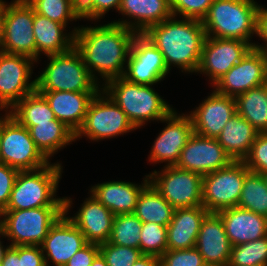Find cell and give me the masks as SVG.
<instances>
[{"instance_id": "obj_42", "label": "cell", "mask_w": 267, "mask_h": 266, "mask_svg": "<svg viewBox=\"0 0 267 266\" xmlns=\"http://www.w3.org/2000/svg\"><path fill=\"white\" fill-rule=\"evenodd\" d=\"M213 1L214 0H170V6L173 17H175L177 13H180L184 18L202 21Z\"/></svg>"}, {"instance_id": "obj_26", "label": "cell", "mask_w": 267, "mask_h": 266, "mask_svg": "<svg viewBox=\"0 0 267 266\" xmlns=\"http://www.w3.org/2000/svg\"><path fill=\"white\" fill-rule=\"evenodd\" d=\"M146 179L142 186L124 181L98 184L92 187L91 193L114 215L133 213L139 194L149 183V180Z\"/></svg>"}, {"instance_id": "obj_39", "label": "cell", "mask_w": 267, "mask_h": 266, "mask_svg": "<svg viewBox=\"0 0 267 266\" xmlns=\"http://www.w3.org/2000/svg\"><path fill=\"white\" fill-rule=\"evenodd\" d=\"M99 250L108 266H133L143 255L138 248L119 246L111 243H102Z\"/></svg>"}, {"instance_id": "obj_16", "label": "cell", "mask_w": 267, "mask_h": 266, "mask_svg": "<svg viewBox=\"0 0 267 266\" xmlns=\"http://www.w3.org/2000/svg\"><path fill=\"white\" fill-rule=\"evenodd\" d=\"M231 162L232 158L216 138L193 133L175 166L204 176L228 166Z\"/></svg>"}, {"instance_id": "obj_34", "label": "cell", "mask_w": 267, "mask_h": 266, "mask_svg": "<svg viewBox=\"0 0 267 266\" xmlns=\"http://www.w3.org/2000/svg\"><path fill=\"white\" fill-rule=\"evenodd\" d=\"M237 207L267 217V183L262 174L250 171L245 176Z\"/></svg>"}, {"instance_id": "obj_9", "label": "cell", "mask_w": 267, "mask_h": 266, "mask_svg": "<svg viewBox=\"0 0 267 266\" xmlns=\"http://www.w3.org/2000/svg\"><path fill=\"white\" fill-rule=\"evenodd\" d=\"M0 163L18 171H35L49 164L37 149L29 130L9 114L0 119Z\"/></svg>"}, {"instance_id": "obj_1", "label": "cell", "mask_w": 267, "mask_h": 266, "mask_svg": "<svg viewBox=\"0 0 267 266\" xmlns=\"http://www.w3.org/2000/svg\"><path fill=\"white\" fill-rule=\"evenodd\" d=\"M135 23L125 21L111 22L99 27L75 29L74 47L80 52L84 64L94 77V68L106 82L122 77L124 62L137 32Z\"/></svg>"}, {"instance_id": "obj_49", "label": "cell", "mask_w": 267, "mask_h": 266, "mask_svg": "<svg viewBox=\"0 0 267 266\" xmlns=\"http://www.w3.org/2000/svg\"><path fill=\"white\" fill-rule=\"evenodd\" d=\"M121 1L122 0H93L95 13L101 17L112 7L119 10Z\"/></svg>"}, {"instance_id": "obj_53", "label": "cell", "mask_w": 267, "mask_h": 266, "mask_svg": "<svg viewBox=\"0 0 267 266\" xmlns=\"http://www.w3.org/2000/svg\"><path fill=\"white\" fill-rule=\"evenodd\" d=\"M0 47H1V51H2L1 23H0Z\"/></svg>"}, {"instance_id": "obj_44", "label": "cell", "mask_w": 267, "mask_h": 266, "mask_svg": "<svg viewBox=\"0 0 267 266\" xmlns=\"http://www.w3.org/2000/svg\"><path fill=\"white\" fill-rule=\"evenodd\" d=\"M21 266H48L47 259L39 246H19Z\"/></svg>"}, {"instance_id": "obj_23", "label": "cell", "mask_w": 267, "mask_h": 266, "mask_svg": "<svg viewBox=\"0 0 267 266\" xmlns=\"http://www.w3.org/2000/svg\"><path fill=\"white\" fill-rule=\"evenodd\" d=\"M232 246L267 236V217L239 207L218 212Z\"/></svg>"}, {"instance_id": "obj_48", "label": "cell", "mask_w": 267, "mask_h": 266, "mask_svg": "<svg viewBox=\"0 0 267 266\" xmlns=\"http://www.w3.org/2000/svg\"><path fill=\"white\" fill-rule=\"evenodd\" d=\"M0 266H21V259H19V246H9L4 254V258Z\"/></svg>"}, {"instance_id": "obj_35", "label": "cell", "mask_w": 267, "mask_h": 266, "mask_svg": "<svg viewBox=\"0 0 267 266\" xmlns=\"http://www.w3.org/2000/svg\"><path fill=\"white\" fill-rule=\"evenodd\" d=\"M141 228L142 222L134 213L115 215L108 243L139 249Z\"/></svg>"}, {"instance_id": "obj_11", "label": "cell", "mask_w": 267, "mask_h": 266, "mask_svg": "<svg viewBox=\"0 0 267 266\" xmlns=\"http://www.w3.org/2000/svg\"><path fill=\"white\" fill-rule=\"evenodd\" d=\"M159 174L154 171L148 177L154 188L175 209L202 205L203 176L176 166H167ZM154 176H157L154 178Z\"/></svg>"}, {"instance_id": "obj_12", "label": "cell", "mask_w": 267, "mask_h": 266, "mask_svg": "<svg viewBox=\"0 0 267 266\" xmlns=\"http://www.w3.org/2000/svg\"><path fill=\"white\" fill-rule=\"evenodd\" d=\"M98 94L91 100L84 123L75 138L85 134L92 140H99L136 129L110 96L104 100Z\"/></svg>"}, {"instance_id": "obj_52", "label": "cell", "mask_w": 267, "mask_h": 266, "mask_svg": "<svg viewBox=\"0 0 267 266\" xmlns=\"http://www.w3.org/2000/svg\"><path fill=\"white\" fill-rule=\"evenodd\" d=\"M0 235L5 236L4 230H3V227H2L1 224H0ZM6 251H7V248L3 249L2 245H1V242H0V263L2 262V259L4 258V254H5Z\"/></svg>"}, {"instance_id": "obj_36", "label": "cell", "mask_w": 267, "mask_h": 266, "mask_svg": "<svg viewBox=\"0 0 267 266\" xmlns=\"http://www.w3.org/2000/svg\"><path fill=\"white\" fill-rule=\"evenodd\" d=\"M227 266H267V236L232 246Z\"/></svg>"}, {"instance_id": "obj_38", "label": "cell", "mask_w": 267, "mask_h": 266, "mask_svg": "<svg viewBox=\"0 0 267 266\" xmlns=\"http://www.w3.org/2000/svg\"><path fill=\"white\" fill-rule=\"evenodd\" d=\"M35 13L53 21L67 25V21L76 18L72 14L70 0H26Z\"/></svg>"}, {"instance_id": "obj_5", "label": "cell", "mask_w": 267, "mask_h": 266, "mask_svg": "<svg viewBox=\"0 0 267 266\" xmlns=\"http://www.w3.org/2000/svg\"><path fill=\"white\" fill-rule=\"evenodd\" d=\"M60 174L61 166L59 164H48L35 171H19L9 202L4 210L65 206V198L56 199L53 197L59 183Z\"/></svg>"}, {"instance_id": "obj_20", "label": "cell", "mask_w": 267, "mask_h": 266, "mask_svg": "<svg viewBox=\"0 0 267 266\" xmlns=\"http://www.w3.org/2000/svg\"><path fill=\"white\" fill-rule=\"evenodd\" d=\"M164 121H168L167 127L162 130L153 145L150 160L168 161L167 166H175L180 153L191 135L194 133L190 116H177L172 110Z\"/></svg>"}, {"instance_id": "obj_22", "label": "cell", "mask_w": 267, "mask_h": 266, "mask_svg": "<svg viewBox=\"0 0 267 266\" xmlns=\"http://www.w3.org/2000/svg\"><path fill=\"white\" fill-rule=\"evenodd\" d=\"M49 103L57 120L75 134L82 127L91 100L98 91H38Z\"/></svg>"}, {"instance_id": "obj_3", "label": "cell", "mask_w": 267, "mask_h": 266, "mask_svg": "<svg viewBox=\"0 0 267 266\" xmlns=\"http://www.w3.org/2000/svg\"><path fill=\"white\" fill-rule=\"evenodd\" d=\"M258 9L254 0H214L201 21L205 34L248 42L257 33Z\"/></svg>"}, {"instance_id": "obj_54", "label": "cell", "mask_w": 267, "mask_h": 266, "mask_svg": "<svg viewBox=\"0 0 267 266\" xmlns=\"http://www.w3.org/2000/svg\"><path fill=\"white\" fill-rule=\"evenodd\" d=\"M263 176H264V179H265V181L267 183V173L266 174H263Z\"/></svg>"}, {"instance_id": "obj_32", "label": "cell", "mask_w": 267, "mask_h": 266, "mask_svg": "<svg viewBox=\"0 0 267 266\" xmlns=\"http://www.w3.org/2000/svg\"><path fill=\"white\" fill-rule=\"evenodd\" d=\"M237 114L259 133L267 132V83L235 97Z\"/></svg>"}, {"instance_id": "obj_4", "label": "cell", "mask_w": 267, "mask_h": 266, "mask_svg": "<svg viewBox=\"0 0 267 266\" xmlns=\"http://www.w3.org/2000/svg\"><path fill=\"white\" fill-rule=\"evenodd\" d=\"M106 83L103 91L126 113L135 128L146 120L164 121L172 111L150 85L132 83L123 77L110 79Z\"/></svg>"}, {"instance_id": "obj_27", "label": "cell", "mask_w": 267, "mask_h": 266, "mask_svg": "<svg viewBox=\"0 0 267 266\" xmlns=\"http://www.w3.org/2000/svg\"><path fill=\"white\" fill-rule=\"evenodd\" d=\"M258 133L247 120L235 114L216 139L233 161H243Z\"/></svg>"}, {"instance_id": "obj_21", "label": "cell", "mask_w": 267, "mask_h": 266, "mask_svg": "<svg viewBox=\"0 0 267 266\" xmlns=\"http://www.w3.org/2000/svg\"><path fill=\"white\" fill-rule=\"evenodd\" d=\"M232 245L229 242L221 216L208 213L202 221L195 248L207 266H227Z\"/></svg>"}, {"instance_id": "obj_8", "label": "cell", "mask_w": 267, "mask_h": 266, "mask_svg": "<svg viewBox=\"0 0 267 266\" xmlns=\"http://www.w3.org/2000/svg\"><path fill=\"white\" fill-rule=\"evenodd\" d=\"M34 8L26 0L0 5L2 52L24 55L36 61V42L33 34Z\"/></svg>"}, {"instance_id": "obj_50", "label": "cell", "mask_w": 267, "mask_h": 266, "mask_svg": "<svg viewBox=\"0 0 267 266\" xmlns=\"http://www.w3.org/2000/svg\"><path fill=\"white\" fill-rule=\"evenodd\" d=\"M133 266H159V258L152 255H142Z\"/></svg>"}, {"instance_id": "obj_30", "label": "cell", "mask_w": 267, "mask_h": 266, "mask_svg": "<svg viewBox=\"0 0 267 266\" xmlns=\"http://www.w3.org/2000/svg\"><path fill=\"white\" fill-rule=\"evenodd\" d=\"M24 127L29 130L37 149L47 160L55 151L76 139L75 133L57 119Z\"/></svg>"}, {"instance_id": "obj_43", "label": "cell", "mask_w": 267, "mask_h": 266, "mask_svg": "<svg viewBox=\"0 0 267 266\" xmlns=\"http://www.w3.org/2000/svg\"><path fill=\"white\" fill-rule=\"evenodd\" d=\"M18 170L0 163V213L6 208Z\"/></svg>"}, {"instance_id": "obj_17", "label": "cell", "mask_w": 267, "mask_h": 266, "mask_svg": "<svg viewBox=\"0 0 267 266\" xmlns=\"http://www.w3.org/2000/svg\"><path fill=\"white\" fill-rule=\"evenodd\" d=\"M211 37L206 36L204 40L197 72L209 74L215 84L248 53L254 44L236 39Z\"/></svg>"}, {"instance_id": "obj_15", "label": "cell", "mask_w": 267, "mask_h": 266, "mask_svg": "<svg viewBox=\"0 0 267 266\" xmlns=\"http://www.w3.org/2000/svg\"><path fill=\"white\" fill-rule=\"evenodd\" d=\"M32 58L0 50V109L13 107L36 90V80L28 83Z\"/></svg>"}, {"instance_id": "obj_40", "label": "cell", "mask_w": 267, "mask_h": 266, "mask_svg": "<svg viewBox=\"0 0 267 266\" xmlns=\"http://www.w3.org/2000/svg\"><path fill=\"white\" fill-rule=\"evenodd\" d=\"M243 162L251 172L262 175L267 173V132L257 134Z\"/></svg>"}, {"instance_id": "obj_31", "label": "cell", "mask_w": 267, "mask_h": 266, "mask_svg": "<svg viewBox=\"0 0 267 266\" xmlns=\"http://www.w3.org/2000/svg\"><path fill=\"white\" fill-rule=\"evenodd\" d=\"M175 208L149 182L138 196L134 214L142 223L152 222L161 226H168Z\"/></svg>"}, {"instance_id": "obj_51", "label": "cell", "mask_w": 267, "mask_h": 266, "mask_svg": "<svg viewBox=\"0 0 267 266\" xmlns=\"http://www.w3.org/2000/svg\"><path fill=\"white\" fill-rule=\"evenodd\" d=\"M91 266H108L106 263L105 258L102 256L101 253H99L95 259L93 260V263L91 264Z\"/></svg>"}, {"instance_id": "obj_6", "label": "cell", "mask_w": 267, "mask_h": 266, "mask_svg": "<svg viewBox=\"0 0 267 266\" xmlns=\"http://www.w3.org/2000/svg\"><path fill=\"white\" fill-rule=\"evenodd\" d=\"M50 63L36 80L37 91H99L96 79L84 64L80 52L71 50L49 55Z\"/></svg>"}, {"instance_id": "obj_19", "label": "cell", "mask_w": 267, "mask_h": 266, "mask_svg": "<svg viewBox=\"0 0 267 266\" xmlns=\"http://www.w3.org/2000/svg\"><path fill=\"white\" fill-rule=\"evenodd\" d=\"M237 114L235 97L218 93L216 90L189 116L194 133L217 138L225 124Z\"/></svg>"}, {"instance_id": "obj_29", "label": "cell", "mask_w": 267, "mask_h": 266, "mask_svg": "<svg viewBox=\"0 0 267 266\" xmlns=\"http://www.w3.org/2000/svg\"><path fill=\"white\" fill-rule=\"evenodd\" d=\"M119 11L138 20L134 28L137 33L173 17L170 0H122Z\"/></svg>"}, {"instance_id": "obj_10", "label": "cell", "mask_w": 267, "mask_h": 266, "mask_svg": "<svg viewBox=\"0 0 267 266\" xmlns=\"http://www.w3.org/2000/svg\"><path fill=\"white\" fill-rule=\"evenodd\" d=\"M250 172L243 161L203 176L202 206L210 213L237 207L245 176Z\"/></svg>"}, {"instance_id": "obj_47", "label": "cell", "mask_w": 267, "mask_h": 266, "mask_svg": "<svg viewBox=\"0 0 267 266\" xmlns=\"http://www.w3.org/2000/svg\"><path fill=\"white\" fill-rule=\"evenodd\" d=\"M256 34L267 42V9H263L262 6L261 7L259 6L258 9ZM253 47L267 52V45L266 47H262L254 44Z\"/></svg>"}, {"instance_id": "obj_24", "label": "cell", "mask_w": 267, "mask_h": 266, "mask_svg": "<svg viewBox=\"0 0 267 266\" xmlns=\"http://www.w3.org/2000/svg\"><path fill=\"white\" fill-rule=\"evenodd\" d=\"M208 213L202 205L175 209L167 226V250L195 247L202 221Z\"/></svg>"}, {"instance_id": "obj_2", "label": "cell", "mask_w": 267, "mask_h": 266, "mask_svg": "<svg viewBox=\"0 0 267 266\" xmlns=\"http://www.w3.org/2000/svg\"><path fill=\"white\" fill-rule=\"evenodd\" d=\"M162 53L168 69L178 65L183 70L197 72L202 46L206 38L200 20L168 18L150 26L143 33Z\"/></svg>"}, {"instance_id": "obj_25", "label": "cell", "mask_w": 267, "mask_h": 266, "mask_svg": "<svg viewBox=\"0 0 267 266\" xmlns=\"http://www.w3.org/2000/svg\"><path fill=\"white\" fill-rule=\"evenodd\" d=\"M115 215L93 195L78 214L69 218L83 233L88 243L102 244L109 240Z\"/></svg>"}, {"instance_id": "obj_28", "label": "cell", "mask_w": 267, "mask_h": 266, "mask_svg": "<svg viewBox=\"0 0 267 266\" xmlns=\"http://www.w3.org/2000/svg\"><path fill=\"white\" fill-rule=\"evenodd\" d=\"M66 25L46 18L34 11L33 34L36 42L37 57L40 52L46 56L65 53L74 47V33L70 38L63 33Z\"/></svg>"}, {"instance_id": "obj_37", "label": "cell", "mask_w": 267, "mask_h": 266, "mask_svg": "<svg viewBox=\"0 0 267 266\" xmlns=\"http://www.w3.org/2000/svg\"><path fill=\"white\" fill-rule=\"evenodd\" d=\"M140 246L143 255L160 258L167 251V226L156 223H142Z\"/></svg>"}, {"instance_id": "obj_46", "label": "cell", "mask_w": 267, "mask_h": 266, "mask_svg": "<svg viewBox=\"0 0 267 266\" xmlns=\"http://www.w3.org/2000/svg\"><path fill=\"white\" fill-rule=\"evenodd\" d=\"M70 2L72 14L76 19H99V16L95 13L93 0H70Z\"/></svg>"}, {"instance_id": "obj_33", "label": "cell", "mask_w": 267, "mask_h": 266, "mask_svg": "<svg viewBox=\"0 0 267 266\" xmlns=\"http://www.w3.org/2000/svg\"><path fill=\"white\" fill-rule=\"evenodd\" d=\"M12 111L8 114L22 126H35L37 123L56 119L49 103L37 90L18 101Z\"/></svg>"}, {"instance_id": "obj_7", "label": "cell", "mask_w": 267, "mask_h": 266, "mask_svg": "<svg viewBox=\"0 0 267 266\" xmlns=\"http://www.w3.org/2000/svg\"><path fill=\"white\" fill-rule=\"evenodd\" d=\"M65 213V206H44L24 210H3L0 224L11 246H40L49 229Z\"/></svg>"}, {"instance_id": "obj_41", "label": "cell", "mask_w": 267, "mask_h": 266, "mask_svg": "<svg viewBox=\"0 0 267 266\" xmlns=\"http://www.w3.org/2000/svg\"><path fill=\"white\" fill-rule=\"evenodd\" d=\"M159 266H207L203 256L195 248L167 250L159 258Z\"/></svg>"}, {"instance_id": "obj_18", "label": "cell", "mask_w": 267, "mask_h": 266, "mask_svg": "<svg viewBox=\"0 0 267 266\" xmlns=\"http://www.w3.org/2000/svg\"><path fill=\"white\" fill-rule=\"evenodd\" d=\"M71 204L65 199V213L49 229L46 238L41 244V250L47 253L56 266H64L69 259L88 244L83 233L65 214Z\"/></svg>"}, {"instance_id": "obj_45", "label": "cell", "mask_w": 267, "mask_h": 266, "mask_svg": "<svg viewBox=\"0 0 267 266\" xmlns=\"http://www.w3.org/2000/svg\"><path fill=\"white\" fill-rule=\"evenodd\" d=\"M99 253L98 244L88 243L77 251L64 266H91L93 260Z\"/></svg>"}, {"instance_id": "obj_14", "label": "cell", "mask_w": 267, "mask_h": 266, "mask_svg": "<svg viewBox=\"0 0 267 266\" xmlns=\"http://www.w3.org/2000/svg\"><path fill=\"white\" fill-rule=\"evenodd\" d=\"M126 66L122 77L140 85H152L169 71L162 53L143 33L134 37Z\"/></svg>"}, {"instance_id": "obj_13", "label": "cell", "mask_w": 267, "mask_h": 266, "mask_svg": "<svg viewBox=\"0 0 267 266\" xmlns=\"http://www.w3.org/2000/svg\"><path fill=\"white\" fill-rule=\"evenodd\" d=\"M265 83H267V52L252 47L214 85L218 93L236 97Z\"/></svg>"}]
</instances>
